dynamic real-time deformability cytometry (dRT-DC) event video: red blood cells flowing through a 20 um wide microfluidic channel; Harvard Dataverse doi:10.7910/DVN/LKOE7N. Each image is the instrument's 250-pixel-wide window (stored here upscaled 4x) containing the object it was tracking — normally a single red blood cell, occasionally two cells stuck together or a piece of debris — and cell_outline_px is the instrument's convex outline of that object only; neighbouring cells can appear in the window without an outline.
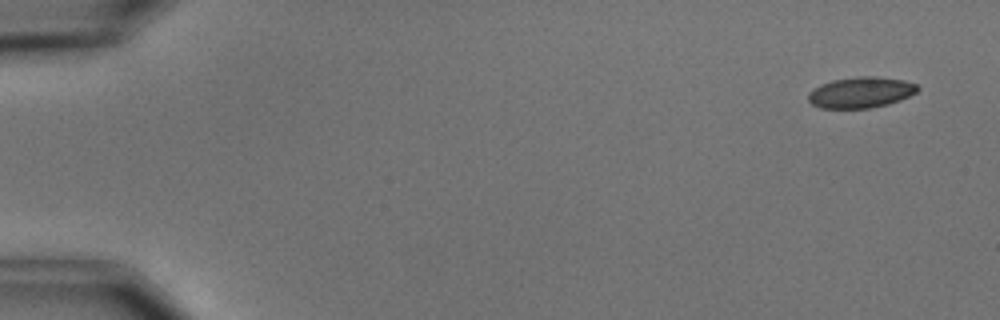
{"species": "common noctule bat (a hibernating species)", "species_latin": "Nyctalus noctula", "temperature_condition": "cold", "stored_images_in_passage": 6, "segment_of_instrument_passage": [2, 2], "camera_frame_rate_fps": 3000, "um_per_image_px": 0.085, "animal": {"sex": "male", "body_mass_g": 15.6}, "frame": {"image": 1, "passage_image": 6, "time_ms": 6.0, "image_size_px": [1000, 320], "cell_outline_px": [[920, 88], [916, 92], [900, 100], [888, 104], [868, 108], [820, 108], [812, 104], [808, 100], [808, 92], [820, 84], [832, 80], [860, 76], [876, 76], [904, 80], [916, 84]], "centroid_in_image_um": [73.15, 7.85], "position_along_channel_um": 11.8, "area_um2": 19.71}}